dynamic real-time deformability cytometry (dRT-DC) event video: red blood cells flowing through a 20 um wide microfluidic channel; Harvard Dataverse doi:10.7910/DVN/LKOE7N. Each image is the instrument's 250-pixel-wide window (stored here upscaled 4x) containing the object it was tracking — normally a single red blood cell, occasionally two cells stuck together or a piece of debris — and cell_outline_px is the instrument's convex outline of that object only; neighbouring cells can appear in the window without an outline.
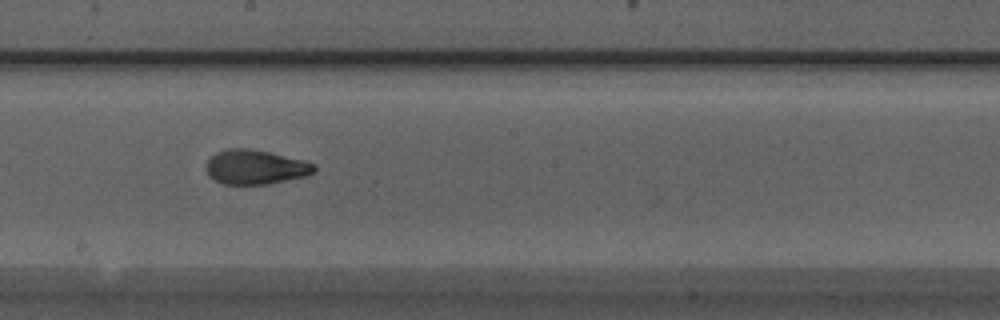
{"species": "Egyptian fruit bat (a non-hibernating species)", "species_latin": "Rousettus aegyptiacus", "temperature_condition": "warm", "stored_images_in_passage": 25, "camera_frame_rate_fps": 3000, "um_per_image_px": 0.085, "animal": {"sex": "male"}, "frame": {"image": 1, "passage_image": 14, "time_ms": 4.333, "image_size_px": [1000, 320], "cell_outline_px": [[316, 172], [308, 176], [268, 184], [224, 184], [208, 176], [204, 168], [208, 160], [216, 152], [228, 148], [248, 148], [268, 152], [304, 160], [316, 164]], "centroid_in_image_um": [21.72, 14.2], "position_along_channel_um": 226.5, "area_um2": 21.91}, "authors_computed_cell_mechanics": {"area_um2": 21.6172, "velocity_mm_per_s": 4.2147, "shape_relaxation_time_tau1_ms": 5.7789, "shape_relaxation_time_tau2_ms": 1.1652, "deformation_change_tau1": 0.2254, "deformation_change_tau2": 0.0687}}